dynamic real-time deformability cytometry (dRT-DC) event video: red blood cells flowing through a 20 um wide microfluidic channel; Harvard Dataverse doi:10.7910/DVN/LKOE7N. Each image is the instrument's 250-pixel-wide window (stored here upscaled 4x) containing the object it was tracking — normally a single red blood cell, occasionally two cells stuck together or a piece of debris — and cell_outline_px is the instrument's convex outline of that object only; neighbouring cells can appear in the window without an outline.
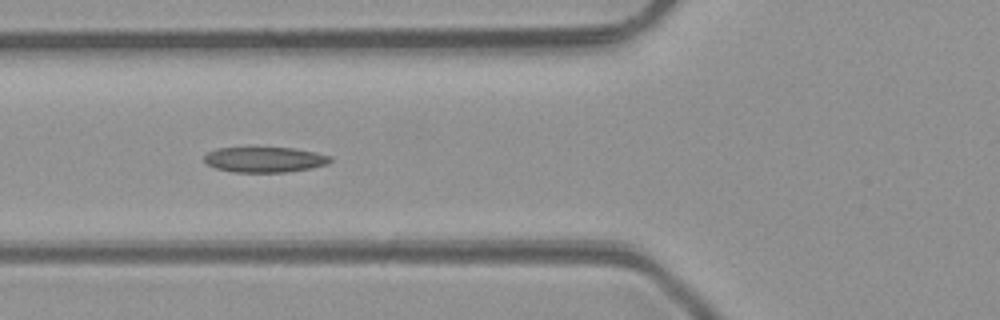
{"species": "common noctule bat (a hibernating species)", "species_latin": "Nyctalus noctula", "temperature_condition": "room temperature", "stored_images_in_passage": 4, "camera_frame_rate_fps": 3000, "um_per_image_px": 0.085, "animal": {"sex": "male", "body_mass_g": 23.1, "forearm_length_mm": 52.7}, "frame": {"image": 1, "passage_image": 4, "time_ms": 3.333, "image_size_px": [1000, 320], "cell_outline_px": [[332, 160], [328, 164], [308, 168], [284, 172], [236, 172], [216, 168], [208, 164], [204, 160], [204, 156], [208, 152], [216, 148], [292, 148], [316, 152], [332, 156]], "centroid_in_image_um": [22.51, 13.56], "position_along_channel_um": 103.3, "area_um2": 18.44}}